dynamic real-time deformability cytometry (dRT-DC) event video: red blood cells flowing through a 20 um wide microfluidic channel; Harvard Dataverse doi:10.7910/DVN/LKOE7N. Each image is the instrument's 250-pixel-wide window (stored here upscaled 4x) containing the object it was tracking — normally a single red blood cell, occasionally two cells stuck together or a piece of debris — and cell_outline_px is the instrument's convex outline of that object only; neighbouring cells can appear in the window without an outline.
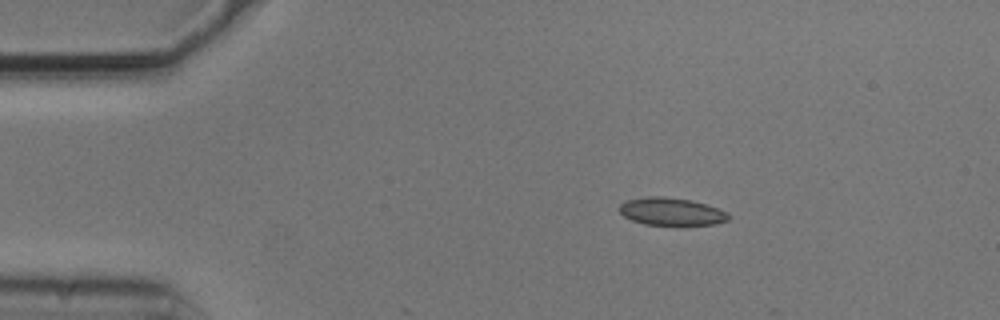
{"species": "common noctule bat (a hibernating species)", "species_latin": "Nyctalus noctula", "temperature_condition": "cold", "stored_images_in_passage": 9, "camera_frame_rate_fps": 3000, "um_per_image_px": 0.085, "animal": {"sex": "male", "body_mass_g": 20.5, "forearm_length_mm": 52.5}, "frame": {"image": 1, "passage_image": 1, "time_ms": 0.0, "image_size_px": [1000, 320], "cell_outline_px": [[732, 216], [728, 220], [716, 224], [680, 228], [676, 228], [644, 224], [632, 220], [624, 216], [620, 212], [620, 204], [628, 200], [652, 196], [664, 196], [692, 200], [728, 212]], "centroid_in_image_um": [57.13, 18.04], "position_along_channel_um": 27.9, "area_um2": 18.38}}
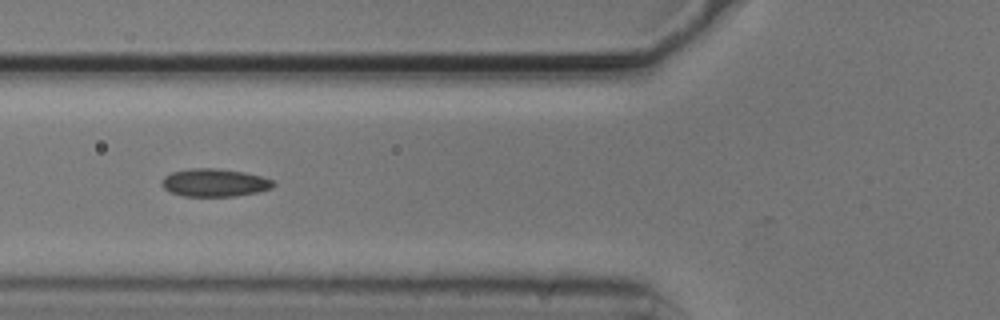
{"frame": {"image": 2, "passage_image": 4, "time_ms": 1.0, "image_size_px": [1000, 320], "cell_outline_px": [[276, 184], [272, 188], [260, 192], [236, 196], [184, 196], [172, 192], [164, 188], [160, 184], [160, 180], [164, 176], [172, 172], [192, 168], [216, 168], [244, 172], [260, 176], [272, 180]], "centroid_in_image_um": [18.24, 15.53], "position_along_channel_um": 107.6, "area_um2": 18.21}}
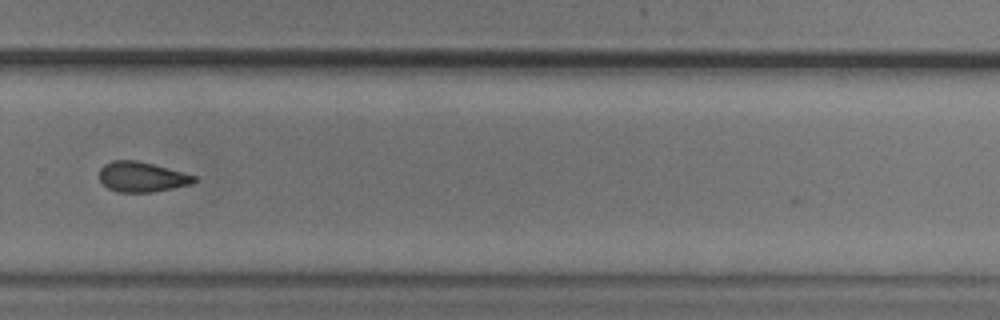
{"frame": {"image": 3, "passage_image": 9, "time_ms": 2.667, "image_size_px": [1000, 320], "cell_outline_px": [[196, 180], [192, 184], [152, 192], [116, 192], [108, 188], [100, 180], [100, 168], [104, 164], [112, 160], [136, 160], [152, 164], [196, 176]], "centroid_in_image_um": [12.03, 15.04], "position_along_channel_um": 317.8, "area_um2": 16.47}}